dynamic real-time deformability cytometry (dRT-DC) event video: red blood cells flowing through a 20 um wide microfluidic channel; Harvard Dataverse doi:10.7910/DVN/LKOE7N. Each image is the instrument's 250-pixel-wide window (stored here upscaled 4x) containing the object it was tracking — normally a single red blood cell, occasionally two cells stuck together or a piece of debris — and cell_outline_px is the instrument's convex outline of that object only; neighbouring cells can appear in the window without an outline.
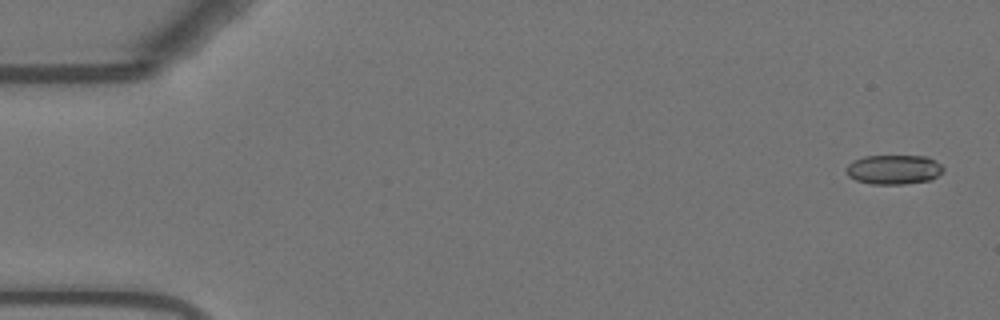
{"species": "Egyptian fruit bat (a non-hibernating species)", "species_latin": "Rousettus aegyptiacus", "temperature_condition": "warm", "stored_images_in_passage": 55, "camera_frame_rate_fps": 3000, "um_per_image_px": 0.085, "animal": {"sex": "female"}, "frame": {"image": 1, "passage_image": 2, "time_ms": 0.333, "image_size_px": [1000, 320], "cell_outline_px": [[944, 172], [932, 180], [904, 184], [872, 184], [856, 180], [848, 176], [844, 172], [844, 168], [852, 160], [864, 156], [928, 156], [936, 160], [944, 168]], "centroid_in_image_um": [75.97, 14.41], "position_along_channel_um": 9.0, "area_um2": 17.05}}
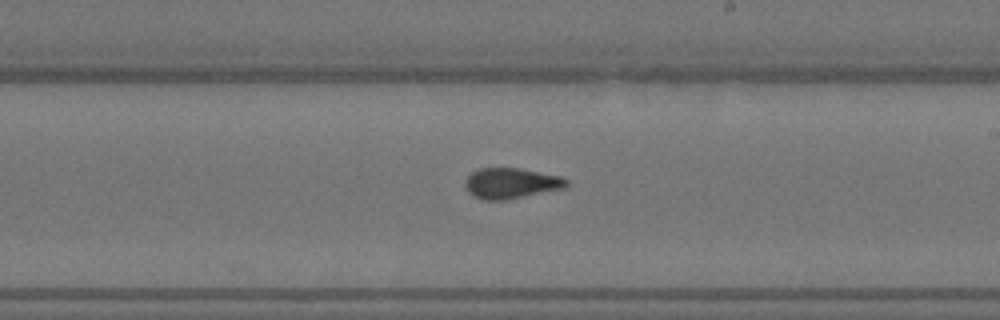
{"frame": {"image": 2, "passage_image": 32, "time_ms": 10.333, "image_size_px": [1000, 320], "cell_outline_px": [[568, 188], [504, 200], [484, 200], [472, 196], [468, 192], [464, 184], [464, 180], [472, 172], [480, 168], [520, 168], [564, 176], [568, 180]], "centroid_in_image_um": [43.48, 15.57], "position_along_channel_um": 245.5, "area_um2": 18.44}}
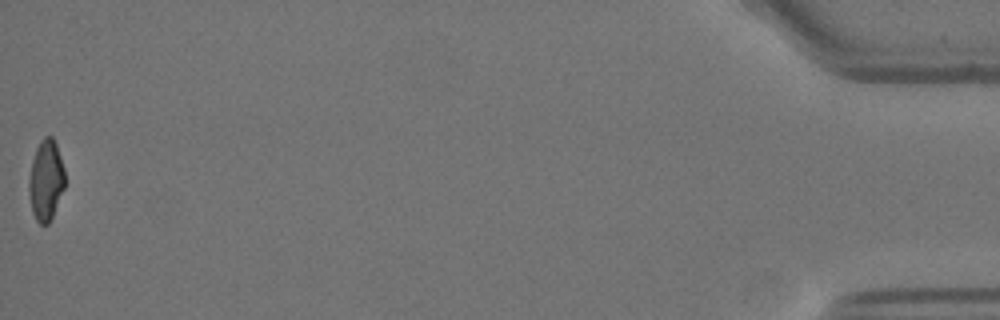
{"frame": {"image": 3, "passage_image": 55, "time_ms": 18.0, "image_size_px": [1000, 320], "cell_outline_px": [[64, 188], [52, 216], [48, 224], [40, 224], [36, 220], [32, 212], [28, 192], [28, 180], [32, 160], [36, 148], [40, 140], [44, 136], [52, 136], [56, 144], [64, 168]], "centroid_in_image_um": [3.88, 15.31], "position_along_channel_um": 431.3, "area_um2": 16.88}, "authors_computed_cell_mechanics": {"area_um2": 17.8024, "velocity_mm_per_s": 3.712, "shape_relaxation_time_tau1_ms": 9.7971, "shape_relaxation_time_tau2_ms": 1.0992, "deformation_change_tau1": 0.2399, "deformation_change_tau2": 0.0701}}